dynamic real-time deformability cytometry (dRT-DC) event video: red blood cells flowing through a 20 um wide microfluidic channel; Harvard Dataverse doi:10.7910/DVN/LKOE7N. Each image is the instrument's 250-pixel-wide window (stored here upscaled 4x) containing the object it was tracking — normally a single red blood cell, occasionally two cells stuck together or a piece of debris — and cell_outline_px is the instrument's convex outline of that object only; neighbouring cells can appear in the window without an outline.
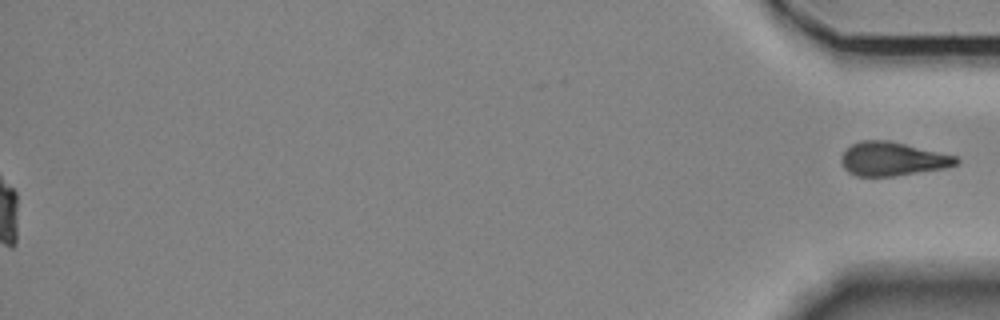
{"species": "Egyptian fruit bat (a non-hibernating species)", "species_latin": "Rousettus aegyptiacus", "temperature_condition": "room temperature", "stored_images_in_passage": 58, "segment_of_instrument_passage": [2, 2], "camera_frame_rate_fps": 3000, "um_per_image_px": 0.085, "animal": {"sex": "female"}, "frame": {"image": 1, "passage_image": 58, "time_ms": 19.0, "image_size_px": [1000, 320], "cell_outline_px": [[960, 160], [956, 164], [944, 168], [892, 176], [856, 176], [848, 172], [844, 168], [840, 160], [840, 156], [852, 144], [860, 140], [888, 140], [956, 156]], "centroid_in_image_um": [75.82, 13.51], "position_along_channel_um": 359.4, "area_um2": 22.37}}